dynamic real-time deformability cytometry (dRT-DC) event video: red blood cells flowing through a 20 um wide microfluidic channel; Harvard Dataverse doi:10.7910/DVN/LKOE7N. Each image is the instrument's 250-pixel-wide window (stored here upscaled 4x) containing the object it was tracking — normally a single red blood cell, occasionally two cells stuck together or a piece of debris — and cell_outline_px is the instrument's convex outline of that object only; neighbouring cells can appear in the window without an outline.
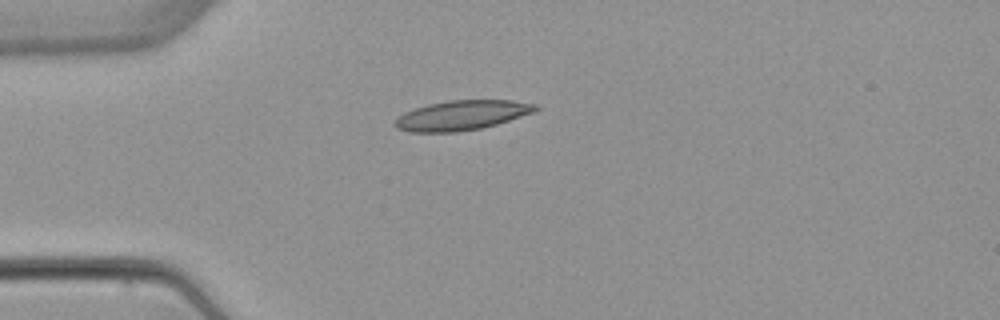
{"species": "common noctule bat (a hibernating species)", "species_latin": "Nyctalus noctula", "temperature_condition": "warm", "stored_images_in_passage": 3, "camera_frame_rate_fps": 3000, "um_per_image_px": 0.085, "animal": {"sex": "female", "body_mass_g": 22.7, "forearm_length_mm": 54.2}, "frame": {"image": 1, "passage_image": 1, "time_ms": 0.0, "image_size_px": [1000, 320], "cell_outline_px": [[540, 108], [536, 112], [496, 124], [480, 128], [456, 132], [408, 132], [396, 128], [392, 124], [404, 112], [428, 104], [448, 100], [512, 100], [536, 104]], "centroid_in_image_um": [39.26, 9.8], "position_along_channel_um": 45.7, "area_um2": 24.39}}
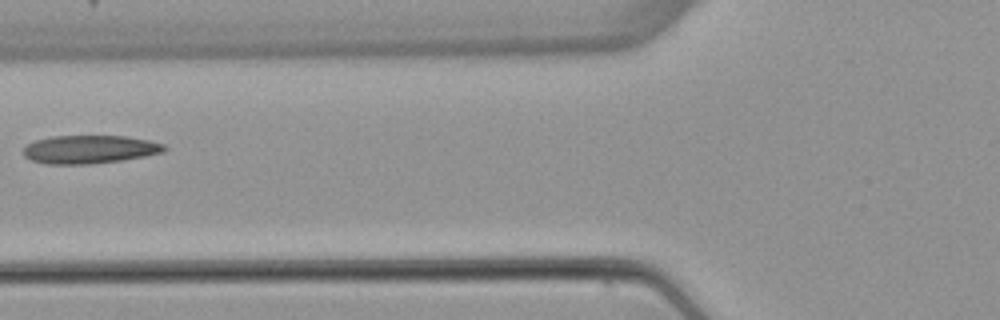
{"frame": {"image": 2, "passage_image": 3, "time_ms": 2.333, "image_size_px": [1000, 320], "cell_outline_px": [[168, 148], [164, 152], [144, 156], [120, 160], [88, 164], [44, 164], [32, 160], [24, 156], [24, 148], [28, 144], [36, 140], [52, 136], [124, 136], [148, 140], [164, 144]], "centroid_in_image_um": [7.62, 12.69], "position_along_channel_um": 118.2, "area_um2": 23.06}}